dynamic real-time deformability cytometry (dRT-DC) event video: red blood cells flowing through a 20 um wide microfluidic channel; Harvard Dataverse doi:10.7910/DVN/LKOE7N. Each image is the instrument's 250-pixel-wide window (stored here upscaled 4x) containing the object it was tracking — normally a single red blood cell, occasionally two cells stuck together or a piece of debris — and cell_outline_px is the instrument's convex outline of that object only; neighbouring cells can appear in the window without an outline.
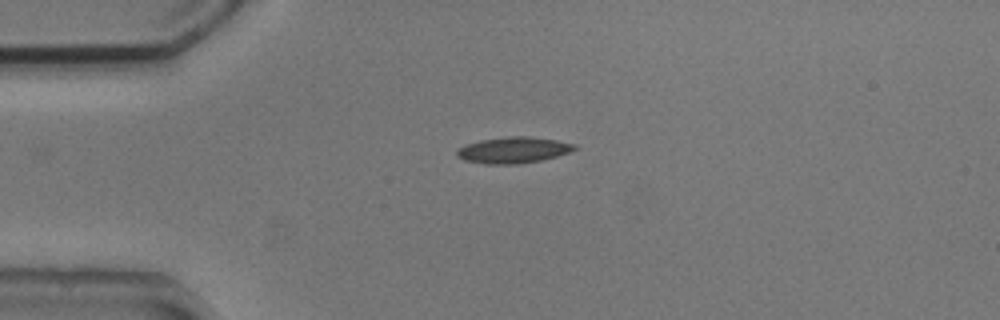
{"species": "common noctule bat (a hibernating species)", "species_latin": "Nyctalus noctula", "temperature_condition": "cold", "stored_images_in_passage": 35, "camera_frame_rate_fps": 3000, "um_per_image_px": 0.085, "animal": {"sex": "male", "body_mass_g": 20.5, "forearm_length_mm": 52.5}, "frame": {"image": 1, "passage_image": 1, "time_ms": 0.0, "image_size_px": [1000, 320], "cell_outline_px": [[576, 148], [568, 152], [556, 156], [540, 160], [516, 164], [484, 164], [464, 160], [456, 156], [456, 152], [464, 144], [480, 140], [508, 136], [528, 136], [556, 140], [576, 144]], "centroid_in_image_um": [43.59, 12.75], "position_along_channel_um": 41.4, "area_um2": 17.86}}
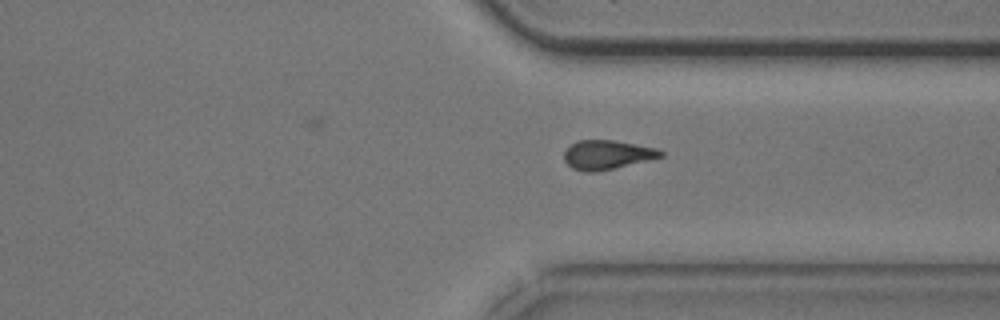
{"frame": {"image": 2, "passage_image": 28, "time_ms": 9.0, "image_size_px": [1000, 320], "cell_outline_px": [[664, 156], [596, 172], [588, 172], [572, 168], [564, 160], [564, 152], [572, 144], [580, 140], [612, 140], [656, 148], [664, 152]], "centroid_in_image_um": [51.59, 13.15], "position_along_channel_um": 359.8, "area_um2": 16.07}}
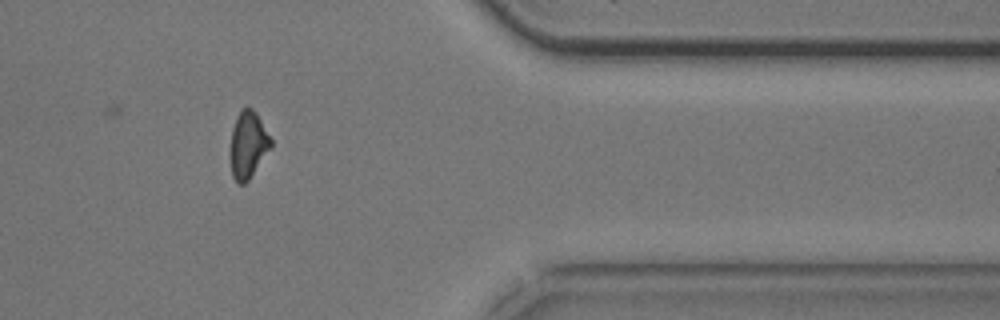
{"frame": {"image": 3, "passage_image": 32, "time_ms": 10.333, "image_size_px": [1000, 320], "cell_outline_px": [[272, 144], [248, 180], [244, 184], [236, 184], [232, 176], [228, 156], [228, 152], [232, 128], [236, 116], [240, 108], [248, 104], [256, 112], [272, 140]], "centroid_in_image_um": [21.01, 12.27], "position_along_channel_um": 390.4, "area_um2": 16.24}, "authors_computed_cell_mechanics": {"area_um2": 16.8776, "velocity_mm_per_s": 3.7924, "shape_relaxation_time_tau1_ms": 5.3078, "shape_relaxation_time_tau2_ms": 5.5638, "deformation_change_tau1": 0.148, "deformation_change_tau2": 0.1311}}